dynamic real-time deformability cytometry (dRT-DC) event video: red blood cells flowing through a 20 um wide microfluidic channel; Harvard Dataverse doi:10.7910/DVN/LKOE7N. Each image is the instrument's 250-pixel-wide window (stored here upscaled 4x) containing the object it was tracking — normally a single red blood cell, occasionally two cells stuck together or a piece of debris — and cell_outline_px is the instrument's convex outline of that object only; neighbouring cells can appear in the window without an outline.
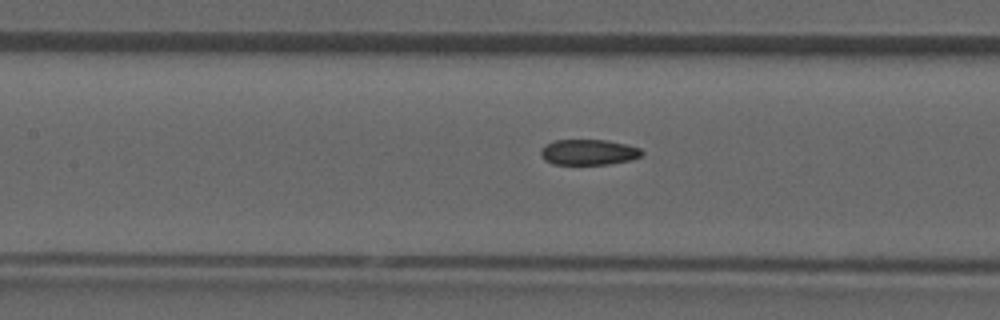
{"species": "common noctule bat (a hibernating species)", "species_latin": "Nyctalus noctula", "temperature_condition": "room temperature", "stored_images_in_passage": 46, "camera_frame_rate_fps": 3000, "um_per_image_px": 0.085, "animal": {"sex": "male", "forearm_length_mm": 52.5}, "frame": {"image": 1, "passage_image": 20, "time_ms": 6.333, "image_size_px": [1000, 320], "cell_outline_px": [[644, 152], [640, 156], [632, 160], [608, 164], [552, 164], [544, 160], [540, 152], [544, 144], [556, 140], [608, 140], [640, 148]], "centroid_in_image_um": [50.02, 12.93], "position_along_channel_um": 157.4, "area_um2": 15.09}}